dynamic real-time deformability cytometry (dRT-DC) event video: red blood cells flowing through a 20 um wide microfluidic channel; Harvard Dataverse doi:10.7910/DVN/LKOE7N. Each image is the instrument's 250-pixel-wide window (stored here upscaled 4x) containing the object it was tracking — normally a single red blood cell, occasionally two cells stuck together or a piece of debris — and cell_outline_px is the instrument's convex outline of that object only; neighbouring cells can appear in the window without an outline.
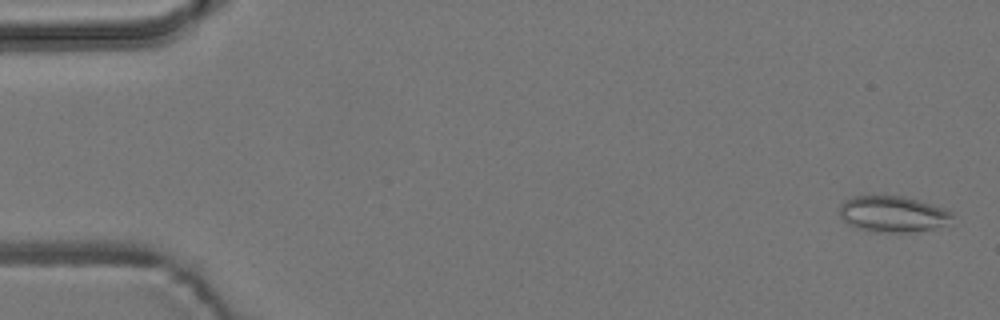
{"species": "common noctule bat (a hibernating species)", "species_latin": "Nyctalus noctula", "temperature_condition": "room temperature", "stored_images_in_passage": 55, "camera_frame_rate_fps": 3000, "um_per_image_px": 0.085, "animal": {"sex": "male", "body_mass_g": 19.2, "forearm_length_mm": 51.8}, "frame": {"image": 1, "passage_image": 2, "time_ms": 0.333, "image_size_px": [1000, 320], "cell_outline_px": [[952, 216], [944, 224], [932, 228], [908, 232], [876, 232], [860, 228], [848, 224], [840, 216], [840, 204], [844, 200], [852, 196], [904, 196], [920, 200], [944, 208], [952, 212]], "centroid_in_image_um": [75.84, 18.17], "position_along_channel_um": 9.2, "area_um2": 23.41}}
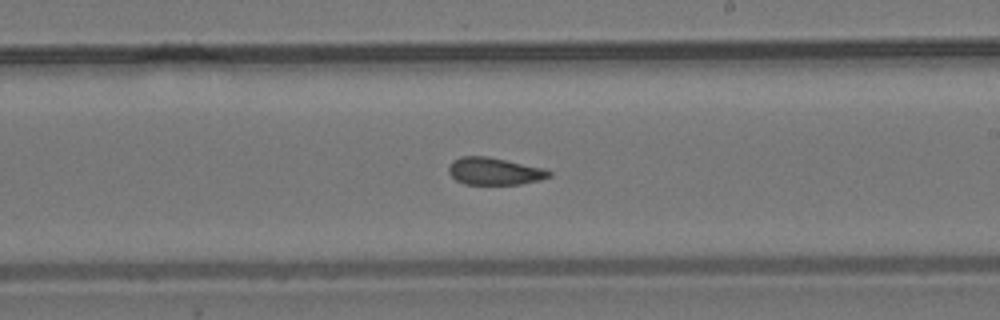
{"frame": {"image": 2, "passage_image": 32, "time_ms": 10.333, "image_size_px": [1000, 320], "cell_outline_px": [[552, 176], [540, 180], [520, 184], [464, 184], [456, 180], [448, 172], [448, 164], [452, 160], [460, 156], [488, 156], [544, 168], [552, 172]], "centroid_in_image_um": [42.01, 14.54], "position_along_channel_um": 247.0, "area_um2": 16.13}}
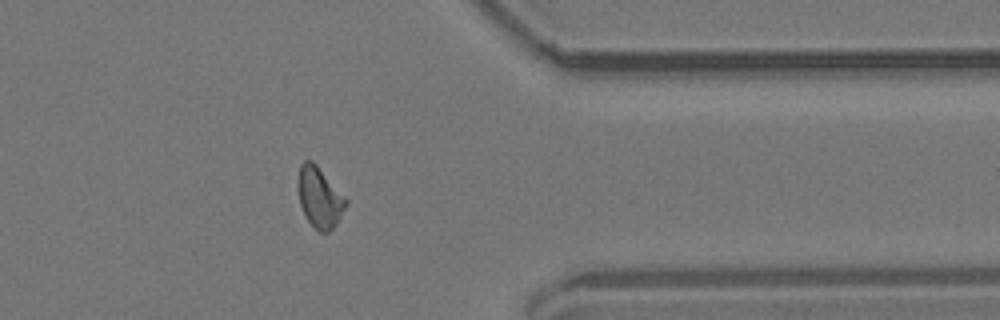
{"frame": {"image": 3, "passage_image": 44, "time_ms": 14.333, "image_size_px": [1000, 320], "cell_outline_px": [[348, 204], [336, 224], [328, 232], [320, 232], [308, 220], [300, 204], [296, 184], [300, 164], [304, 160], [312, 160], [316, 164], [348, 200]], "centroid_in_image_um": [27.15, 16.75], "position_along_channel_um": 384.3, "area_um2": 16.88}, "authors_computed_cell_mechanics": {"area_um2": 16.6464, "velocity_mm_per_s": 3.7881, "shape_relaxation_time_tau1_ms": null, "shape_relaxation_time_tau2_ms": 1.9639, "deformation_change_tau1": null, "deformation_change_tau2": 0.0818}}